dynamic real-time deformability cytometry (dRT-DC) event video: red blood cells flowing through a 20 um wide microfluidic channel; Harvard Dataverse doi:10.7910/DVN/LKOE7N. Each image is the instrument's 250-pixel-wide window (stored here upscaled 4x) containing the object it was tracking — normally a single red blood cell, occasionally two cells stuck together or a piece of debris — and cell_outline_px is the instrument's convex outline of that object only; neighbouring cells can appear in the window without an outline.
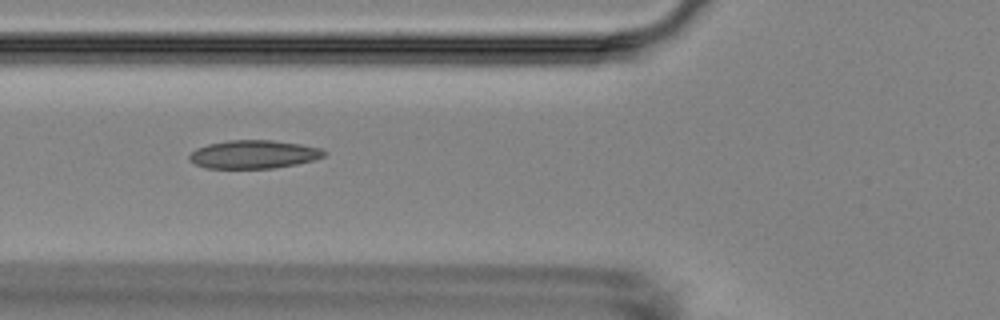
{"species": "Egyptian fruit bat (a non-hibernating species)", "species_latin": "Rousettus aegyptiacus", "temperature_condition": "room temperature", "stored_images_in_passage": 2, "camera_frame_rate_fps": 3000, "um_per_image_px": 0.085, "animal": {"sex": "female"}, "frame": {"image": 1, "passage_image": 2, "time_ms": 1.333, "image_size_px": [1000, 320], "cell_outline_px": [[328, 152], [324, 156], [316, 160], [296, 164], [272, 168], [204, 168], [188, 160], [188, 156], [196, 148], [208, 144], [228, 140], [272, 140], [300, 144], [320, 148]], "centroid_in_image_um": [21.56, 13.12], "position_along_channel_um": 104.2, "area_um2": 22.31}}